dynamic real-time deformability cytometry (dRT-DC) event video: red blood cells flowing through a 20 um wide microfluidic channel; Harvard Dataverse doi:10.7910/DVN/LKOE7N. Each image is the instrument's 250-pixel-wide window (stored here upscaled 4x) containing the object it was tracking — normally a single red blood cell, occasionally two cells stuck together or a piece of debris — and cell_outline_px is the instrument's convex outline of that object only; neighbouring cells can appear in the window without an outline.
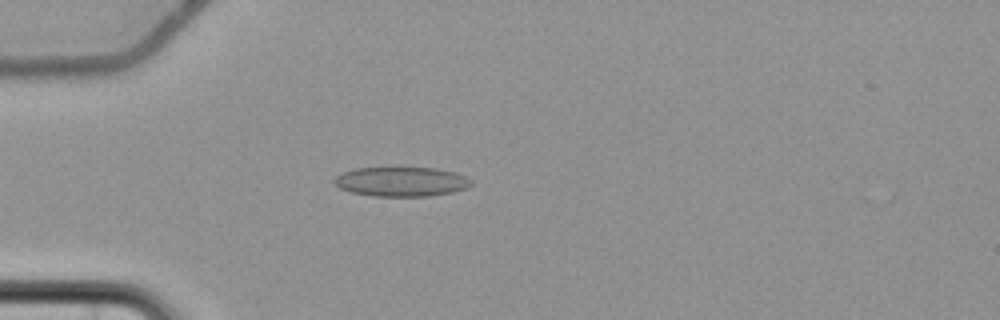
{"species": "common noctule bat (a hibernating species)", "species_latin": "Nyctalus noctula", "temperature_condition": "cold", "stored_images_in_passage": 58, "camera_frame_rate_fps": 3000, "um_per_image_px": 0.085, "animal": {"sex": "female", "body_mass_g": 22.7, "forearm_length_mm": 54.2}, "frame": {"image": 1, "passage_image": 18, "time_ms": 5.667, "image_size_px": [1000, 320], "cell_outline_px": [[472, 184], [468, 188], [452, 192], [428, 196], [372, 196], [352, 192], [340, 188], [332, 180], [336, 176], [344, 172], [356, 168], [436, 168], [456, 172], [472, 180]], "centroid_in_image_um": [34.14, 15.44], "position_along_channel_um": 50.9, "area_um2": 23.47}}
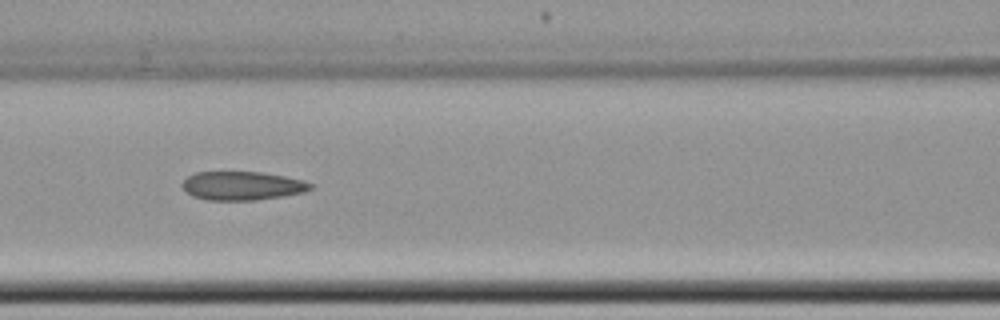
{"frame": {"image": 2, "passage_image": 27, "time_ms": 8.667, "image_size_px": [1000, 320], "cell_outline_px": [[312, 188], [304, 192], [284, 196], [256, 200], [208, 200], [192, 196], [180, 184], [188, 176], [196, 172], [260, 172], [284, 176], [304, 180], [312, 184]], "centroid_in_image_um": [20.59, 15.79], "position_along_channel_um": 146.0, "area_um2": 21.39}}
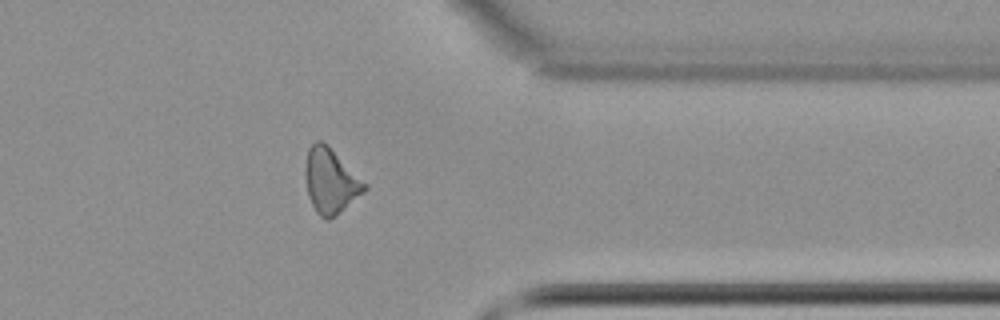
{"frame": {"image": 3, "passage_image": 47, "time_ms": 15.333, "image_size_px": [1000, 320], "cell_outline_px": [[368, 188], [364, 192], [336, 216], [328, 220], [324, 220], [316, 212], [308, 196], [304, 176], [304, 168], [308, 148], [316, 140], [320, 140], [328, 144], [368, 184]], "centroid_in_image_um": [28.1, 15.37], "position_along_channel_um": 383.3, "area_um2": 22.83}, "authors_computed_cell_mechanics": {"area_um2": 22.8021, "velocity_mm_per_s": 3.6954, "shape_relaxation_time_tau1_ms": null, "shape_relaxation_time_tau2_ms": 4.4732, "deformation_change_tau1": null, "deformation_change_tau2": 0.1314}}